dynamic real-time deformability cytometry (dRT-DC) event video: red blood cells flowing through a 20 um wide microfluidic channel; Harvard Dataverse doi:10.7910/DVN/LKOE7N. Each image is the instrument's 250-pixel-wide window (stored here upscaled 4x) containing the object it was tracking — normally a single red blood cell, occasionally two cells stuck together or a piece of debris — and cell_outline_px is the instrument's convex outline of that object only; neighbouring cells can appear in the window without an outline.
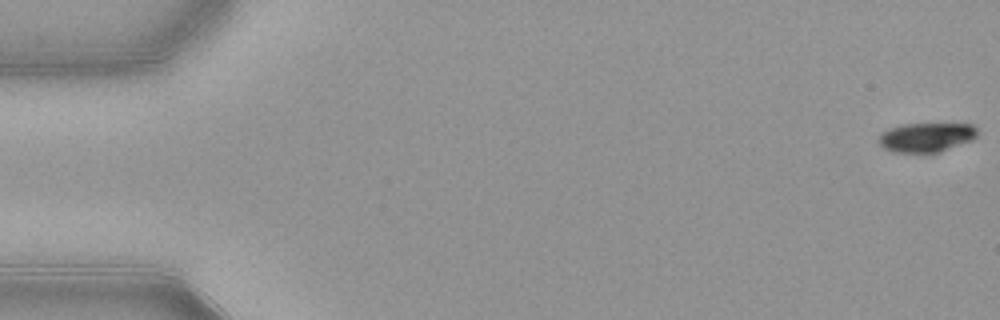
{"species": "common noctule bat (a hibernating species)", "species_latin": "Nyctalus noctula", "temperature_condition": "warm", "stored_images_in_passage": 54, "camera_frame_rate_fps": 3000, "um_per_image_px": 0.085, "animal": {"sex": "female", "body_mass_g": 21.9}, "frame": {"image": 1, "passage_image": 1, "time_ms": 0.0, "image_size_px": [1000, 320], "cell_outline_px": [[976, 136], [972, 140], [940, 152], [896, 152], [884, 148], [876, 140], [880, 132], [888, 128], [900, 124], [972, 124], [976, 128]], "centroid_in_image_um": [78.68, 11.66], "position_along_channel_um": 6.3, "area_um2": 16.88}}
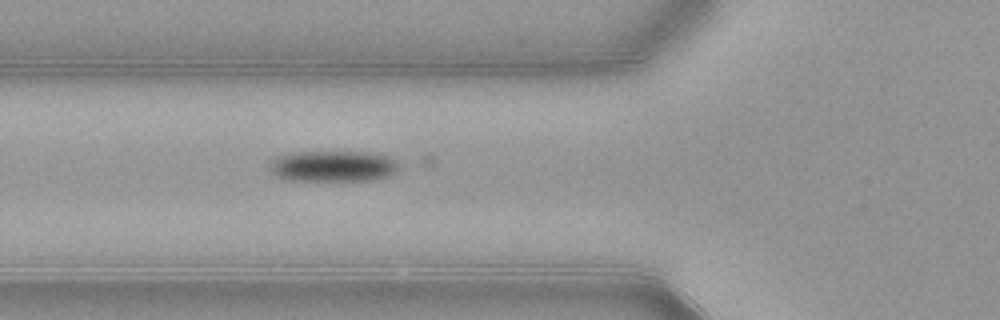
{"frame": {"image": 2, "passage_image": 20, "time_ms": 6.333, "image_size_px": [1000, 320], "cell_outline_px": [[400, 164], [396, 172], [388, 176], [372, 180], [288, 180], [276, 176], [268, 168], [268, 160], [276, 156], [292, 152], [372, 152], [388, 156], [396, 160]], "centroid_in_image_um": [28.28, 14.11], "position_along_channel_um": 97.5, "area_um2": 23.7}}
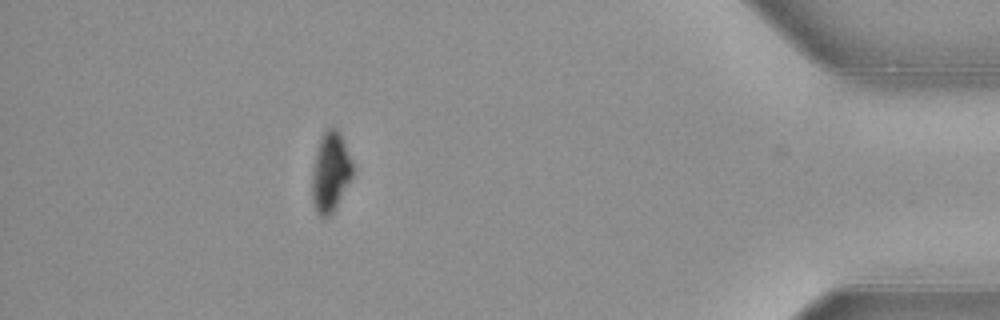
{"frame": {"image": 3, "passage_image": 48, "time_ms": 15.667, "image_size_px": [1000, 320], "cell_outline_px": [[356, 172], [336, 208], [328, 216], [320, 216], [316, 212], [312, 200], [312, 172], [316, 148], [320, 136], [332, 124], [340, 132], [356, 168]], "centroid_in_image_um": [28.13, 14.59], "position_along_channel_um": 407.1, "area_um2": 19.59}, "authors_computed_cell_mechanics": {"area_um2": 21.2415, "velocity_mm_per_s": 3.8917, "shape_relaxation_time_tau1_ms": 1.7382, "shape_relaxation_time_tau2_ms": null, "deformation_change_tau1": 0.1132, "deformation_change_tau2": null}}